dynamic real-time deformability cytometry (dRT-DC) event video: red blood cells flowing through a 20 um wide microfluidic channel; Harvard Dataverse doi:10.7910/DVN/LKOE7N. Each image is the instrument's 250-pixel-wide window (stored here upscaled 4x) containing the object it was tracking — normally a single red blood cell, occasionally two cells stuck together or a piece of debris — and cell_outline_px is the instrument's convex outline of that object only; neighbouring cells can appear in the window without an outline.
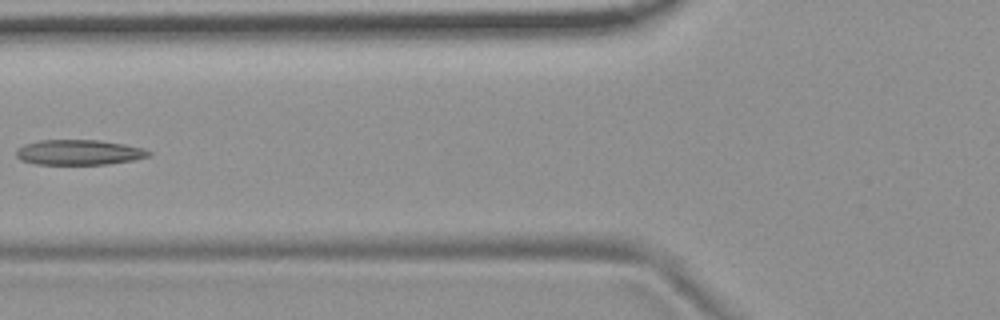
{"species": "common noctule bat (a hibernating species)", "species_latin": "Nyctalus noctula", "temperature_condition": "room temperature", "stored_images_in_passage": 3, "camera_frame_rate_fps": 3000, "um_per_image_px": 0.085, "animal": {"sex": "female", "body_mass_g": 19.9}, "frame": {"image": 1, "passage_image": 3, "time_ms": 0.667, "image_size_px": [1000, 320], "cell_outline_px": [[152, 156], [132, 160], [108, 164], [36, 164], [20, 160], [16, 156], [16, 148], [24, 144], [40, 140], [100, 140], [124, 144], [144, 148], [152, 152]], "centroid_in_image_um": [6.72, 12.94], "position_along_channel_um": 119.1, "area_um2": 19.59}}